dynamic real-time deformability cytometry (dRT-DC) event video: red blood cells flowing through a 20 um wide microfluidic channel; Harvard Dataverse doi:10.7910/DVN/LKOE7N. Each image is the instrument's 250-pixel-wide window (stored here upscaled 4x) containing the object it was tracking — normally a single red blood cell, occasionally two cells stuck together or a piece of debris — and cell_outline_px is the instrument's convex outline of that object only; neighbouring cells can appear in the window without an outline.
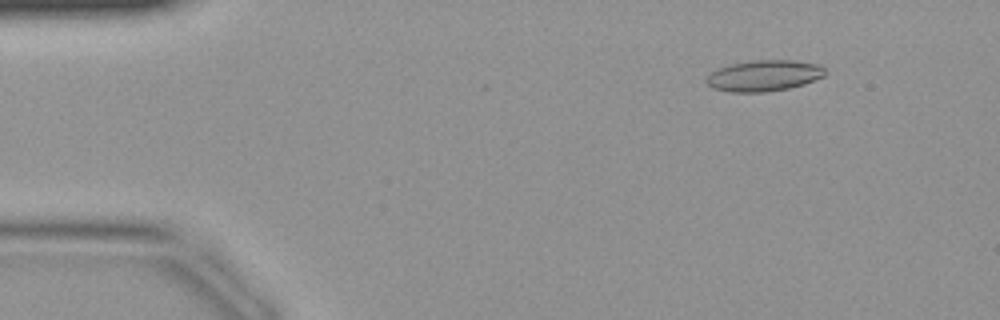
{"species": "common noctule bat (a hibernating species)", "species_latin": "Nyctalus noctula", "temperature_condition": "warm", "stored_images_in_passage": 42, "camera_frame_rate_fps": 3000, "um_per_image_px": 0.085, "animal": {"sex": "female", "body_mass_g": 19.9}, "frame": {"image": 1, "passage_image": 5, "time_ms": 1.333, "image_size_px": [1000, 320], "cell_outline_px": [[828, 72], [824, 76], [804, 84], [788, 88], [764, 92], [728, 92], [712, 88], [704, 80], [704, 76], [716, 68], [732, 64], [752, 60], [796, 60], [820, 64]], "centroid_in_image_um": [64.91, 6.42], "position_along_channel_um": 20.1, "area_um2": 21.85}}
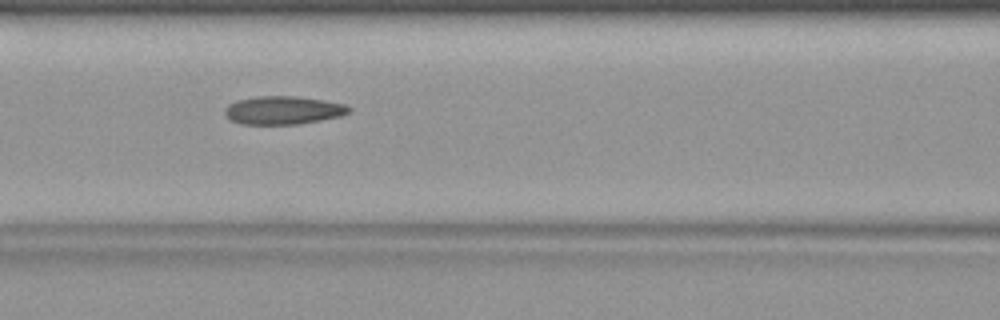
{"frame": {"image": 2, "passage_image": 18, "time_ms": 5.667, "image_size_px": [1000, 320], "cell_outline_px": [[352, 108], [348, 112], [340, 116], [300, 124], [240, 124], [232, 120], [224, 112], [224, 108], [228, 104], [236, 100], [256, 96], [292, 96], [324, 100], [344, 104]], "centroid_in_image_um": [24.04, 9.36], "position_along_channel_um": 142.6, "area_um2": 20.35}}
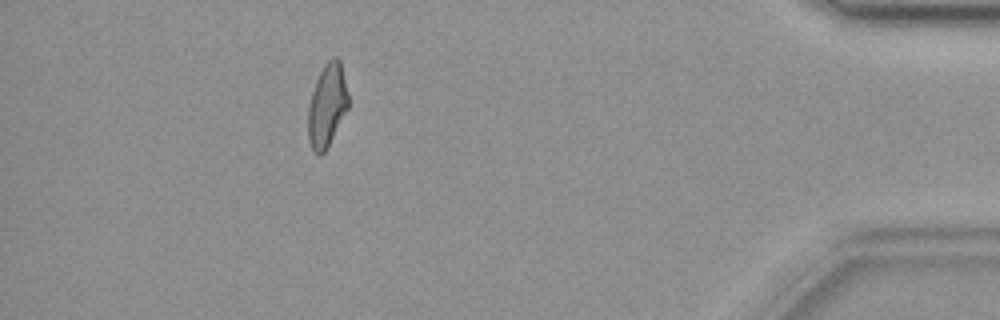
{"frame": {"image": 3, "passage_image": 38, "time_ms": 12.333, "image_size_px": [1000, 320], "cell_outline_px": [[348, 108], [324, 152], [320, 156], [312, 152], [308, 140], [308, 108], [312, 92], [316, 80], [324, 64], [332, 56], [336, 56], [340, 60], [348, 96]], "centroid_in_image_um": [27.78, 8.97], "position_along_channel_um": 407.4, "area_um2": 19.31}}